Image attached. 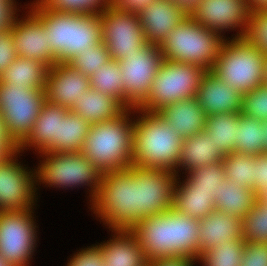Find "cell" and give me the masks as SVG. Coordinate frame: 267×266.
Masks as SVG:
<instances>
[{
  "label": "cell",
  "mask_w": 267,
  "mask_h": 266,
  "mask_svg": "<svg viewBox=\"0 0 267 266\" xmlns=\"http://www.w3.org/2000/svg\"><path fill=\"white\" fill-rule=\"evenodd\" d=\"M200 219L175 211L143 218L130 231L147 261L170 256L199 260Z\"/></svg>",
  "instance_id": "cell-1"
},
{
  "label": "cell",
  "mask_w": 267,
  "mask_h": 266,
  "mask_svg": "<svg viewBox=\"0 0 267 266\" xmlns=\"http://www.w3.org/2000/svg\"><path fill=\"white\" fill-rule=\"evenodd\" d=\"M33 4L31 12L44 25L56 63H68L79 52L102 43L99 13H67L45 8L38 1Z\"/></svg>",
  "instance_id": "cell-2"
},
{
  "label": "cell",
  "mask_w": 267,
  "mask_h": 266,
  "mask_svg": "<svg viewBox=\"0 0 267 266\" xmlns=\"http://www.w3.org/2000/svg\"><path fill=\"white\" fill-rule=\"evenodd\" d=\"M133 121L132 165L178 173V159L183 139L157 112L139 110Z\"/></svg>",
  "instance_id": "cell-3"
},
{
  "label": "cell",
  "mask_w": 267,
  "mask_h": 266,
  "mask_svg": "<svg viewBox=\"0 0 267 266\" xmlns=\"http://www.w3.org/2000/svg\"><path fill=\"white\" fill-rule=\"evenodd\" d=\"M126 109L118 118L91 124L81 152L101 172L132 165L133 126Z\"/></svg>",
  "instance_id": "cell-4"
},
{
  "label": "cell",
  "mask_w": 267,
  "mask_h": 266,
  "mask_svg": "<svg viewBox=\"0 0 267 266\" xmlns=\"http://www.w3.org/2000/svg\"><path fill=\"white\" fill-rule=\"evenodd\" d=\"M136 185L128 169L102 173L91 209L112 230H131L137 224Z\"/></svg>",
  "instance_id": "cell-5"
},
{
  "label": "cell",
  "mask_w": 267,
  "mask_h": 266,
  "mask_svg": "<svg viewBox=\"0 0 267 266\" xmlns=\"http://www.w3.org/2000/svg\"><path fill=\"white\" fill-rule=\"evenodd\" d=\"M225 39L197 23L190 15L178 24L159 46L163 60L212 69Z\"/></svg>",
  "instance_id": "cell-6"
},
{
  "label": "cell",
  "mask_w": 267,
  "mask_h": 266,
  "mask_svg": "<svg viewBox=\"0 0 267 266\" xmlns=\"http://www.w3.org/2000/svg\"><path fill=\"white\" fill-rule=\"evenodd\" d=\"M226 41L210 71L243 95L263 85L266 56L244 38Z\"/></svg>",
  "instance_id": "cell-7"
},
{
  "label": "cell",
  "mask_w": 267,
  "mask_h": 266,
  "mask_svg": "<svg viewBox=\"0 0 267 266\" xmlns=\"http://www.w3.org/2000/svg\"><path fill=\"white\" fill-rule=\"evenodd\" d=\"M206 72L201 66L163 60L152 80L147 99L133 110L158 112L181 99L196 98Z\"/></svg>",
  "instance_id": "cell-8"
},
{
  "label": "cell",
  "mask_w": 267,
  "mask_h": 266,
  "mask_svg": "<svg viewBox=\"0 0 267 266\" xmlns=\"http://www.w3.org/2000/svg\"><path fill=\"white\" fill-rule=\"evenodd\" d=\"M45 102L42 89L0 82V116L7 136L16 147L30 134Z\"/></svg>",
  "instance_id": "cell-9"
},
{
  "label": "cell",
  "mask_w": 267,
  "mask_h": 266,
  "mask_svg": "<svg viewBox=\"0 0 267 266\" xmlns=\"http://www.w3.org/2000/svg\"><path fill=\"white\" fill-rule=\"evenodd\" d=\"M43 163L37 168L34 177L44 184L58 187L88 185L92 187V201L101 182L102 173L82 152H46ZM39 169V170H38ZM38 171V172H37ZM93 185V186H92Z\"/></svg>",
  "instance_id": "cell-10"
},
{
  "label": "cell",
  "mask_w": 267,
  "mask_h": 266,
  "mask_svg": "<svg viewBox=\"0 0 267 266\" xmlns=\"http://www.w3.org/2000/svg\"><path fill=\"white\" fill-rule=\"evenodd\" d=\"M163 61L159 46L145 43L135 54L118 62L124 82V106L138 108L148 97L151 83Z\"/></svg>",
  "instance_id": "cell-11"
},
{
  "label": "cell",
  "mask_w": 267,
  "mask_h": 266,
  "mask_svg": "<svg viewBox=\"0 0 267 266\" xmlns=\"http://www.w3.org/2000/svg\"><path fill=\"white\" fill-rule=\"evenodd\" d=\"M137 180V223L171 209L177 182L176 173L162 169L130 166Z\"/></svg>",
  "instance_id": "cell-12"
},
{
  "label": "cell",
  "mask_w": 267,
  "mask_h": 266,
  "mask_svg": "<svg viewBox=\"0 0 267 266\" xmlns=\"http://www.w3.org/2000/svg\"><path fill=\"white\" fill-rule=\"evenodd\" d=\"M31 212L0 211V256L10 266H27L32 258L36 225Z\"/></svg>",
  "instance_id": "cell-13"
},
{
  "label": "cell",
  "mask_w": 267,
  "mask_h": 266,
  "mask_svg": "<svg viewBox=\"0 0 267 266\" xmlns=\"http://www.w3.org/2000/svg\"><path fill=\"white\" fill-rule=\"evenodd\" d=\"M102 21V43L111 60L121 61L135 54L145 43L139 16L132 12L105 7L99 12Z\"/></svg>",
  "instance_id": "cell-14"
},
{
  "label": "cell",
  "mask_w": 267,
  "mask_h": 266,
  "mask_svg": "<svg viewBox=\"0 0 267 266\" xmlns=\"http://www.w3.org/2000/svg\"><path fill=\"white\" fill-rule=\"evenodd\" d=\"M18 150L0 159V211L32 209L35 193L33 174L13 159ZM32 173V174H31ZM31 174V175H30Z\"/></svg>",
  "instance_id": "cell-15"
},
{
  "label": "cell",
  "mask_w": 267,
  "mask_h": 266,
  "mask_svg": "<svg viewBox=\"0 0 267 266\" xmlns=\"http://www.w3.org/2000/svg\"><path fill=\"white\" fill-rule=\"evenodd\" d=\"M251 11L248 0H200L189 15L197 23L218 34L224 29L242 27L234 38H243Z\"/></svg>",
  "instance_id": "cell-16"
},
{
  "label": "cell",
  "mask_w": 267,
  "mask_h": 266,
  "mask_svg": "<svg viewBox=\"0 0 267 266\" xmlns=\"http://www.w3.org/2000/svg\"><path fill=\"white\" fill-rule=\"evenodd\" d=\"M24 20L15 17L10 30L18 57L39 60L49 68L56 64L47 32L41 21L30 11Z\"/></svg>",
  "instance_id": "cell-17"
},
{
  "label": "cell",
  "mask_w": 267,
  "mask_h": 266,
  "mask_svg": "<svg viewBox=\"0 0 267 266\" xmlns=\"http://www.w3.org/2000/svg\"><path fill=\"white\" fill-rule=\"evenodd\" d=\"M90 88V77L69 63H56L47 72L44 91L47 102L71 110Z\"/></svg>",
  "instance_id": "cell-18"
},
{
  "label": "cell",
  "mask_w": 267,
  "mask_h": 266,
  "mask_svg": "<svg viewBox=\"0 0 267 266\" xmlns=\"http://www.w3.org/2000/svg\"><path fill=\"white\" fill-rule=\"evenodd\" d=\"M145 41L160 46L189 13L172 0H156L137 14Z\"/></svg>",
  "instance_id": "cell-19"
},
{
  "label": "cell",
  "mask_w": 267,
  "mask_h": 266,
  "mask_svg": "<svg viewBox=\"0 0 267 266\" xmlns=\"http://www.w3.org/2000/svg\"><path fill=\"white\" fill-rule=\"evenodd\" d=\"M196 99L207 116L242 113L243 94L221 81L210 70L202 78Z\"/></svg>",
  "instance_id": "cell-20"
},
{
  "label": "cell",
  "mask_w": 267,
  "mask_h": 266,
  "mask_svg": "<svg viewBox=\"0 0 267 266\" xmlns=\"http://www.w3.org/2000/svg\"><path fill=\"white\" fill-rule=\"evenodd\" d=\"M185 139L205 129L207 115L196 98L181 99L164 106L157 112Z\"/></svg>",
  "instance_id": "cell-21"
},
{
  "label": "cell",
  "mask_w": 267,
  "mask_h": 266,
  "mask_svg": "<svg viewBox=\"0 0 267 266\" xmlns=\"http://www.w3.org/2000/svg\"><path fill=\"white\" fill-rule=\"evenodd\" d=\"M69 109L45 102L28 137L17 147L33 146L39 153L50 152L58 144L59 118H64Z\"/></svg>",
  "instance_id": "cell-22"
},
{
  "label": "cell",
  "mask_w": 267,
  "mask_h": 266,
  "mask_svg": "<svg viewBox=\"0 0 267 266\" xmlns=\"http://www.w3.org/2000/svg\"><path fill=\"white\" fill-rule=\"evenodd\" d=\"M243 239L242 219L216 209L200 219L199 255L226 240Z\"/></svg>",
  "instance_id": "cell-23"
},
{
  "label": "cell",
  "mask_w": 267,
  "mask_h": 266,
  "mask_svg": "<svg viewBox=\"0 0 267 266\" xmlns=\"http://www.w3.org/2000/svg\"><path fill=\"white\" fill-rule=\"evenodd\" d=\"M115 234L114 239L98 246L103 253L104 265L147 266L148 261L134 234L130 230H115Z\"/></svg>",
  "instance_id": "cell-24"
},
{
  "label": "cell",
  "mask_w": 267,
  "mask_h": 266,
  "mask_svg": "<svg viewBox=\"0 0 267 266\" xmlns=\"http://www.w3.org/2000/svg\"><path fill=\"white\" fill-rule=\"evenodd\" d=\"M225 155L215 147L209 133L204 129L183 139L178 167L191 171L198 167L208 166L223 161Z\"/></svg>",
  "instance_id": "cell-25"
},
{
  "label": "cell",
  "mask_w": 267,
  "mask_h": 266,
  "mask_svg": "<svg viewBox=\"0 0 267 266\" xmlns=\"http://www.w3.org/2000/svg\"><path fill=\"white\" fill-rule=\"evenodd\" d=\"M126 109L118 99L90 88L76 100L71 110L94 124L118 118Z\"/></svg>",
  "instance_id": "cell-26"
},
{
  "label": "cell",
  "mask_w": 267,
  "mask_h": 266,
  "mask_svg": "<svg viewBox=\"0 0 267 266\" xmlns=\"http://www.w3.org/2000/svg\"><path fill=\"white\" fill-rule=\"evenodd\" d=\"M178 187L175 189L172 206L175 211L203 219L215 210V199L211 191L193 188L187 180L182 185L178 184Z\"/></svg>",
  "instance_id": "cell-27"
},
{
  "label": "cell",
  "mask_w": 267,
  "mask_h": 266,
  "mask_svg": "<svg viewBox=\"0 0 267 266\" xmlns=\"http://www.w3.org/2000/svg\"><path fill=\"white\" fill-rule=\"evenodd\" d=\"M258 195L252 189L239 186L225 179L217 190L215 209L243 219L254 207Z\"/></svg>",
  "instance_id": "cell-28"
},
{
  "label": "cell",
  "mask_w": 267,
  "mask_h": 266,
  "mask_svg": "<svg viewBox=\"0 0 267 266\" xmlns=\"http://www.w3.org/2000/svg\"><path fill=\"white\" fill-rule=\"evenodd\" d=\"M48 70L39 60L18 57L0 76V82L45 90Z\"/></svg>",
  "instance_id": "cell-29"
},
{
  "label": "cell",
  "mask_w": 267,
  "mask_h": 266,
  "mask_svg": "<svg viewBox=\"0 0 267 266\" xmlns=\"http://www.w3.org/2000/svg\"><path fill=\"white\" fill-rule=\"evenodd\" d=\"M90 126L78 113L69 110L64 118H59L58 144L50 152H81Z\"/></svg>",
  "instance_id": "cell-30"
},
{
  "label": "cell",
  "mask_w": 267,
  "mask_h": 266,
  "mask_svg": "<svg viewBox=\"0 0 267 266\" xmlns=\"http://www.w3.org/2000/svg\"><path fill=\"white\" fill-rule=\"evenodd\" d=\"M239 117L237 113H220L206 118L205 130L224 155L235 152Z\"/></svg>",
  "instance_id": "cell-31"
},
{
  "label": "cell",
  "mask_w": 267,
  "mask_h": 266,
  "mask_svg": "<svg viewBox=\"0 0 267 266\" xmlns=\"http://www.w3.org/2000/svg\"><path fill=\"white\" fill-rule=\"evenodd\" d=\"M237 142L235 152L241 154H266L264 148V121L246 117L240 113L238 118Z\"/></svg>",
  "instance_id": "cell-32"
},
{
  "label": "cell",
  "mask_w": 267,
  "mask_h": 266,
  "mask_svg": "<svg viewBox=\"0 0 267 266\" xmlns=\"http://www.w3.org/2000/svg\"><path fill=\"white\" fill-rule=\"evenodd\" d=\"M256 155L229 153L223 162L226 179L255 192L254 165Z\"/></svg>",
  "instance_id": "cell-33"
},
{
  "label": "cell",
  "mask_w": 267,
  "mask_h": 266,
  "mask_svg": "<svg viewBox=\"0 0 267 266\" xmlns=\"http://www.w3.org/2000/svg\"><path fill=\"white\" fill-rule=\"evenodd\" d=\"M90 87L118 99L124 105V82L118 61L110 60L90 77Z\"/></svg>",
  "instance_id": "cell-34"
},
{
  "label": "cell",
  "mask_w": 267,
  "mask_h": 266,
  "mask_svg": "<svg viewBox=\"0 0 267 266\" xmlns=\"http://www.w3.org/2000/svg\"><path fill=\"white\" fill-rule=\"evenodd\" d=\"M245 241L226 240L216 247L203 252L199 259L204 266H239L242 261Z\"/></svg>",
  "instance_id": "cell-35"
},
{
  "label": "cell",
  "mask_w": 267,
  "mask_h": 266,
  "mask_svg": "<svg viewBox=\"0 0 267 266\" xmlns=\"http://www.w3.org/2000/svg\"><path fill=\"white\" fill-rule=\"evenodd\" d=\"M242 237L245 242L267 243V202L260 196L242 219Z\"/></svg>",
  "instance_id": "cell-36"
},
{
  "label": "cell",
  "mask_w": 267,
  "mask_h": 266,
  "mask_svg": "<svg viewBox=\"0 0 267 266\" xmlns=\"http://www.w3.org/2000/svg\"><path fill=\"white\" fill-rule=\"evenodd\" d=\"M187 181L196 189H204L212 192L213 198H217V190L226 179L222 161L204 167H198L189 171Z\"/></svg>",
  "instance_id": "cell-37"
},
{
  "label": "cell",
  "mask_w": 267,
  "mask_h": 266,
  "mask_svg": "<svg viewBox=\"0 0 267 266\" xmlns=\"http://www.w3.org/2000/svg\"><path fill=\"white\" fill-rule=\"evenodd\" d=\"M111 60L109 51L104 43L92 45L83 52H79L69 64L87 77L99 72L101 67Z\"/></svg>",
  "instance_id": "cell-38"
},
{
  "label": "cell",
  "mask_w": 267,
  "mask_h": 266,
  "mask_svg": "<svg viewBox=\"0 0 267 266\" xmlns=\"http://www.w3.org/2000/svg\"><path fill=\"white\" fill-rule=\"evenodd\" d=\"M37 1L43 7L48 9H53L60 12L79 13V14H97L105 7L109 6V0H37Z\"/></svg>",
  "instance_id": "cell-39"
},
{
  "label": "cell",
  "mask_w": 267,
  "mask_h": 266,
  "mask_svg": "<svg viewBox=\"0 0 267 266\" xmlns=\"http://www.w3.org/2000/svg\"><path fill=\"white\" fill-rule=\"evenodd\" d=\"M243 38L267 56V9L251 11Z\"/></svg>",
  "instance_id": "cell-40"
},
{
  "label": "cell",
  "mask_w": 267,
  "mask_h": 266,
  "mask_svg": "<svg viewBox=\"0 0 267 266\" xmlns=\"http://www.w3.org/2000/svg\"><path fill=\"white\" fill-rule=\"evenodd\" d=\"M246 117L267 120V85L263 84L243 95L242 113Z\"/></svg>",
  "instance_id": "cell-41"
},
{
  "label": "cell",
  "mask_w": 267,
  "mask_h": 266,
  "mask_svg": "<svg viewBox=\"0 0 267 266\" xmlns=\"http://www.w3.org/2000/svg\"><path fill=\"white\" fill-rule=\"evenodd\" d=\"M239 266H267V243L245 242Z\"/></svg>",
  "instance_id": "cell-42"
},
{
  "label": "cell",
  "mask_w": 267,
  "mask_h": 266,
  "mask_svg": "<svg viewBox=\"0 0 267 266\" xmlns=\"http://www.w3.org/2000/svg\"><path fill=\"white\" fill-rule=\"evenodd\" d=\"M17 58L10 28L0 31V76Z\"/></svg>",
  "instance_id": "cell-43"
},
{
  "label": "cell",
  "mask_w": 267,
  "mask_h": 266,
  "mask_svg": "<svg viewBox=\"0 0 267 266\" xmlns=\"http://www.w3.org/2000/svg\"><path fill=\"white\" fill-rule=\"evenodd\" d=\"M103 253L101 249L96 246L85 248L81 252H77L68 262L67 266H103Z\"/></svg>",
  "instance_id": "cell-44"
},
{
  "label": "cell",
  "mask_w": 267,
  "mask_h": 266,
  "mask_svg": "<svg viewBox=\"0 0 267 266\" xmlns=\"http://www.w3.org/2000/svg\"><path fill=\"white\" fill-rule=\"evenodd\" d=\"M255 193L258 197L267 190V153L256 155L254 165Z\"/></svg>",
  "instance_id": "cell-45"
},
{
  "label": "cell",
  "mask_w": 267,
  "mask_h": 266,
  "mask_svg": "<svg viewBox=\"0 0 267 266\" xmlns=\"http://www.w3.org/2000/svg\"><path fill=\"white\" fill-rule=\"evenodd\" d=\"M156 0H109V6L113 9L138 14L141 10Z\"/></svg>",
  "instance_id": "cell-46"
},
{
  "label": "cell",
  "mask_w": 267,
  "mask_h": 266,
  "mask_svg": "<svg viewBox=\"0 0 267 266\" xmlns=\"http://www.w3.org/2000/svg\"><path fill=\"white\" fill-rule=\"evenodd\" d=\"M14 6V1L0 0V31L7 30L12 25L17 9Z\"/></svg>",
  "instance_id": "cell-47"
},
{
  "label": "cell",
  "mask_w": 267,
  "mask_h": 266,
  "mask_svg": "<svg viewBox=\"0 0 267 266\" xmlns=\"http://www.w3.org/2000/svg\"><path fill=\"white\" fill-rule=\"evenodd\" d=\"M195 259L189 256H170L156 258L147 262V266H193Z\"/></svg>",
  "instance_id": "cell-48"
},
{
  "label": "cell",
  "mask_w": 267,
  "mask_h": 266,
  "mask_svg": "<svg viewBox=\"0 0 267 266\" xmlns=\"http://www.w3.org/2000/svg\"><path fill=\"white\" fill-rule=\"evenodd\" d=\"M0 150L5 155H9L11 152L17 150V147L12 143V141L6 134L3 121L1 120V116H0Z\"/></svg>",
  "instance_id": "cell-49"
},
{
  "label": "cell",
  "mask_w": 267,
  "mask_h": 266,
  "mask_svg": "<svg viewBox=\"0 0 267 266\" xmlns=\"http://www.w3.org/2000/svg\"><path fill=\"white\" fill-rule=\"evenodd\" d=\"M182 6L188 13L198 4L200 0H172Z\"/></svg>",
  "instance_id": "cell-50"
},
{
  "label": "cell",
  "mask_w": 267,
  "mask_h": 266,
  "mask_svg": "<svg viewBox=\"0 0 267 266\" xmlns=\"http://www.w3.org/2000/svg\"><path fill=\"white\" fill-rule=\"evenodd\" d=\"M252 10L267 9V0H248Z\"/></svg>",
  "instance_id": "cell-51"
},
{
  "label": "cell",
  "mask_w": 267,
  "mask_h": 266,
  "mask_svg": "<svg viewBox=\"0 0 267 266\" xmlns=\"http://www.w3.org/2000/svg\"><path fill=\"white\" fill-rule=\"evenodd\" d=\"M264 132L266 136V138L264 139V148L266 149L267 152V120L264 121Z\"/></svg>",
  "instance_id": "cell-52"
},
{
  "label": "cell",
  "mask_w": 267,
  "mask_h": 266,
  "mask_svg": "<svg viewBox=\"0 0 267 266\" xmlns=\"http://www.w3.org/2000/svg\"><path fill=\"white\" fill-rule=\"evenodd\" d=\"M0 266H10V265L0 256Z\"/></svg>",
  "instance_id": "cell-53"
},
{
  "label": "cell",
  "mask_w": 267,
  "mask_h": 266,
  "mask_svg": "<svg viewBox=\"0 0 267 266\" xmlns=\"http://www.w3.org/2000/svg\"><path fill=\"white\" fill-rule=\"evenodd\" d=\"M260 197H261L265 202H267V190L264 191V192L260 195Z\"/></svg>",
  "instance_id": "cell-54"
},
{
  "label": "cell",
  "mask_w": 267,
  "mask_h": 266,
  "mask_svg": "<svg viewBox=\"0 0 267 266\" xmlns=\"http://www.w3.org/2000/svg\"><path fill=\"white\" fill-rule=\"evenodd\" d=\"M264 84L267 85V56H266V74H265V82Z\"/></svg>",
  "instance_id": "cell-55"
},
{
  "label": "cell",
  "mask_w": 267,
  "mask_h": 266,
  "mask_svg": "<svg viewBox=\"0 0 267 266\" xmlns=\"http://www.w3.org/2000/svg\"><path fill=\"white\" fill-rule=\"evenodd\" d=\"M5 156V154L0 150V159L2 158V157H4Z\"/></svg>",
  "instance_id": "cell-56"
}]
</instances>
